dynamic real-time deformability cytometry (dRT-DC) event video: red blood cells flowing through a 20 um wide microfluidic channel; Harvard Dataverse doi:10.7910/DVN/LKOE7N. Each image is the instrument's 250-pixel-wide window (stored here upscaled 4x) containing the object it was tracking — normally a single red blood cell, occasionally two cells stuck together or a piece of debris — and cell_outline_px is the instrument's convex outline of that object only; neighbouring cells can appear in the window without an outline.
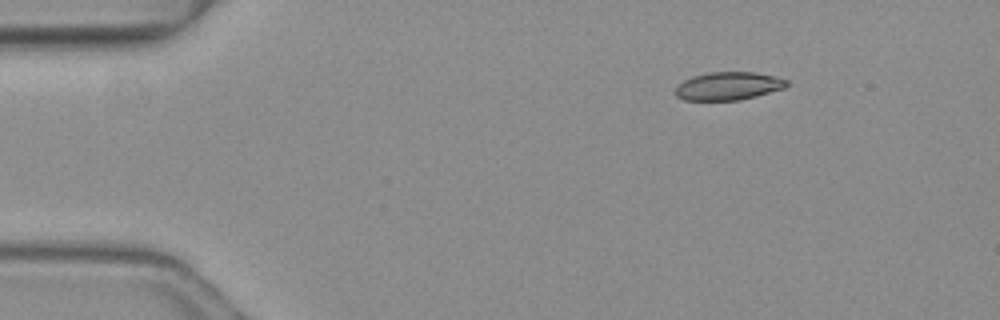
{"species": "common noctule bat (a hibernating species)", "species_latin": "Nyctalus noctula", "temperature_condition": "warm", "stored_images_in_passage": 3, "camera_frame_rate_fps": 3000, "um_per_image_px": 0.085, "animal": {"sex": "female", "body_mass_g": 19.3, "forearm_length_mm": 54.1}, "frame": {"image": 1, "passage_image": 1, "time_ms": 0.0, "image_size_px": [1000, 320], "cell_outline_px": [[788, 84], [784, 88], [756, 96], [740, 100], [684, 100], [676, 96], [676, 88], [684, 80], [692, 76], [708, 72], [756, 72], [788, 80]], "centroid_in_image_um": [61.9, 7.31], "position_along_channel_um": 23.1, "area_um2": 18.09}}